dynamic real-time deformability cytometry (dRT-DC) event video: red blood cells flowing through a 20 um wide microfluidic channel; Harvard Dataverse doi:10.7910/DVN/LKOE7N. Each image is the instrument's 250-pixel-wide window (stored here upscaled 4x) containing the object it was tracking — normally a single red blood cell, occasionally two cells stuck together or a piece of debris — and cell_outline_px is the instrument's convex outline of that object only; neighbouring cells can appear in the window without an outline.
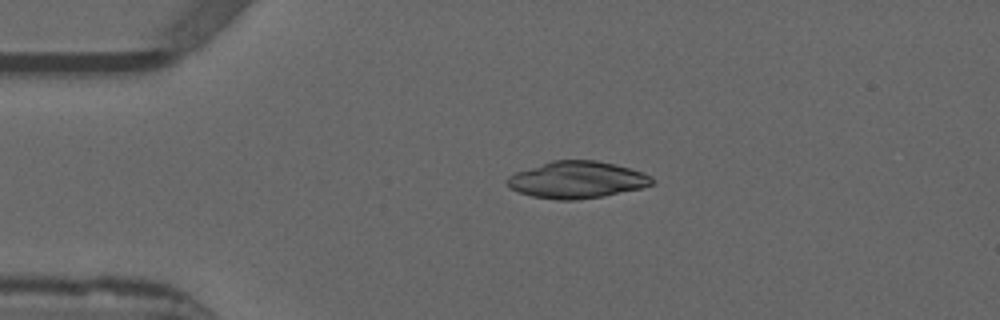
{"species": "common noctule bat (a hibernating species)", "species_latin": "Nyctalus noctula", "temperature_condition": "warm", "stored_images_in_passage": 44, "camera_frame_rate_fps": 3000, "um_per_image_px": 0.085, "animal": {"sex": "male", "forearm_length_mm": 52.5}, "frame": {"image": 1, "passage_image": 3, "time_ms": 0.667, "image_size_px": [1000, 320], "cell_outline_px": [[656, 180], [652, 184], [640, 188], [604, 196], [576, 200], [556, 200], [532, 196], [520, 192], [512, 188], [504, 180], [508, 176], [516, 172], [552, 160], [596, 160], [616, 164], [644, 172], [652, 176]], "centroid_in_image_um": [49.07, 15.28], "position_along_channel_um": 35.9, "area_um2": 31.21}}